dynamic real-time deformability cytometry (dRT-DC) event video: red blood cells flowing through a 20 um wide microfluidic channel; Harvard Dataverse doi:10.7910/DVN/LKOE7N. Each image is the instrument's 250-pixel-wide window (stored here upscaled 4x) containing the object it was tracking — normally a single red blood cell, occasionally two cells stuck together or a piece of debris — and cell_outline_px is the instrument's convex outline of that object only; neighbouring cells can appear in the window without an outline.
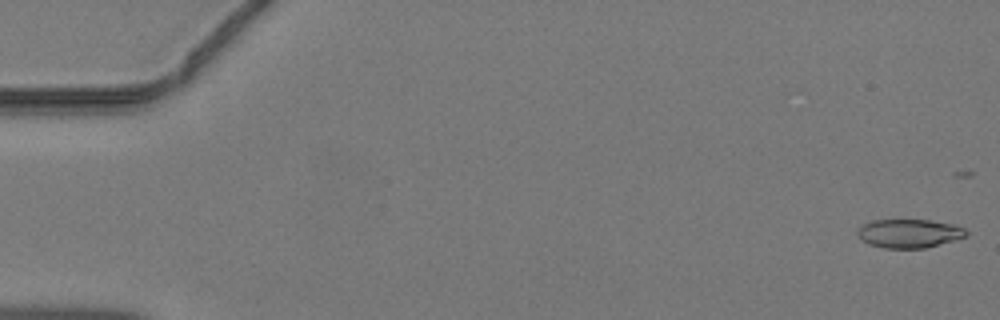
{"species": "common noctule bat (a hibernating species)", "species_latin": "Nyctalus noctula", "temperature_condition": "warm", "stored_images_in_passage": 17, "camera_frame_rate_fps": 3000, "um_per_image_px": 0.085, "animal": {"sex": "male", "body_mass_g": 19.2, "forearm_length_mm": 51.8}, "frame": {"image": 1, "passage_image": 1, "time_ms": 0.0, "image_size_px": [1000, 320], "cell_outline_px": [[968, 236], [924, 248], [884, 248], [868, 244], [856, 232], [864, 224], [872, 220], [932, 220], [952, 224], [964, 228], [968, 232]], "centroid_in_image_um": [77.3, 19.84], "position_along_channel_um": 7.7, "area_um2": 17.98}}
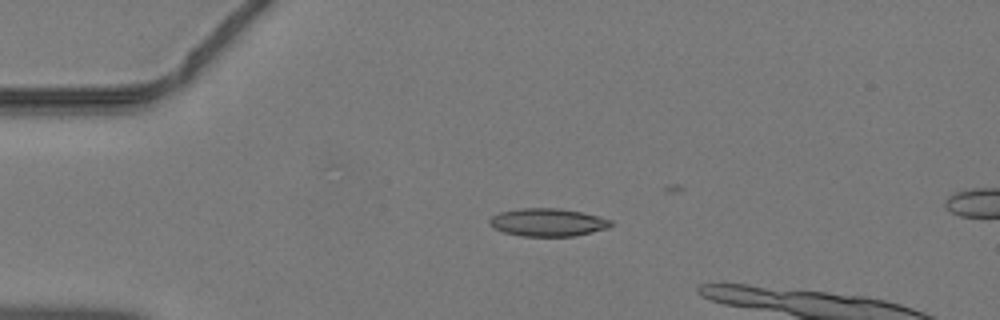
{"frame": {"image": 2, "passage_image": 11, "time_ms": 3.333, "image_size_px": [1000, 320], "cell_outline_px": [[612, 224], [608, 228], [576, 236], [524, 236], [504, 232], [492, 228], [488, 224], [488, 220], [492, 216], [500, 212], [520, 208], [560, 208], [580, 212], [612, 220]], "centroid_in_image_um": [46.52, 18.9], "position_along_channel_um": 38.5, "area_um2": 19.71}}
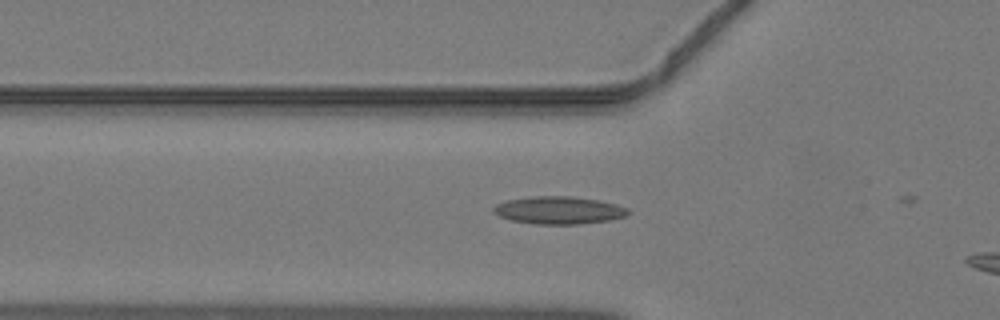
{"frame": {"image": 3, "passage_image": 16, "time_ms": 5.0, "image_size_px": [1000, 320], "cell_outline_px": [[632, 212], [624, 216], [608, 220], [580, 224], [536, 224], [512, 220], [500, 216], [492, 212], [492, 208], [496, 204], [508, 200], [532, 196], [568, 196], [600, 200], [616, 204], [628, 208]], "centroid_in_image_um": [47.51, 17.86], "position_along_channel_um": 78.3, "area_um2": 21.62}}